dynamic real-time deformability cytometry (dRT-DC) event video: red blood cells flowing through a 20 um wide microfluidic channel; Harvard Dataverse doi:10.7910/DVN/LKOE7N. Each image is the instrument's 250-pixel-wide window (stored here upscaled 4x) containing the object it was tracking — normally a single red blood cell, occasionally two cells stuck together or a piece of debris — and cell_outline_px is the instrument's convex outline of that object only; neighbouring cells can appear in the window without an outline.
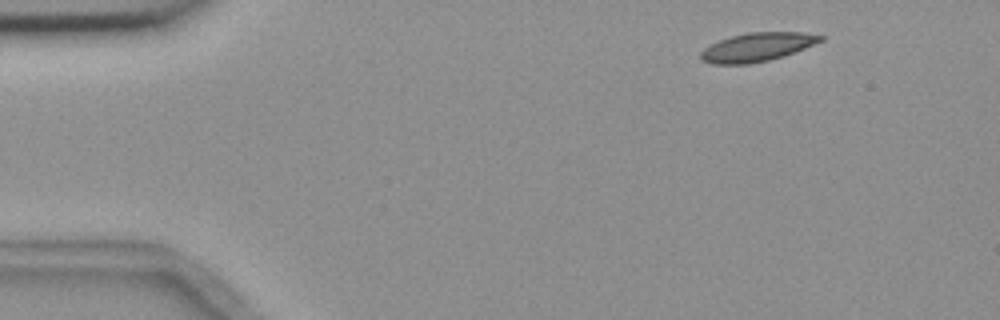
{"species": "common noctule bat (a hibernating species)", "species_latin": "Nyctalus noctula", "temperature_condition": "room temperature", "stored_images_in_passage": 7, "camera_frame_rate_fps": 3000, "um_per_image_px": 0.085, "animal": {"sex": "female", "body_mass_g": 18.4}, "frame": {"image": 1, "passage_image": 1, "time_ms": 0.0, "image_size_px": [1000, 320], "cell_outline_px": [[824, 40], [804, 48], [768, 60], [748, 64], [712, 64], [700, 60], [700, 52], [704, 48], [720, 40], [732, 36], [748, 32], [804, 32], [824, 36]], "centroid_in_image_um": [64.33, 4.0], "position_along_channel_um": 20.7, "area_um2": 19.77}}
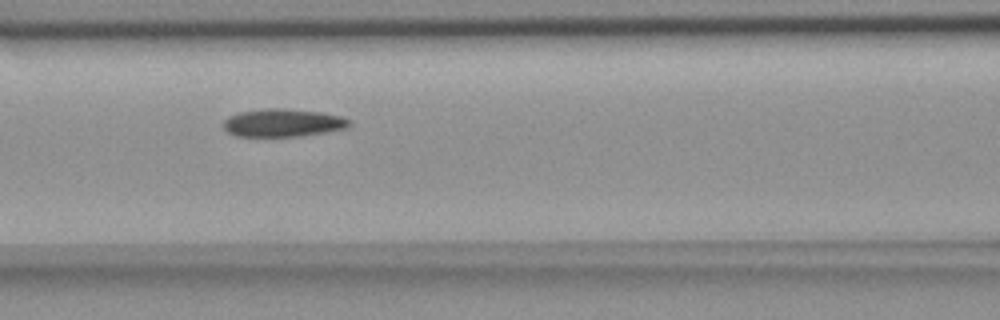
{"frame": {"image": 2, "passage_image": 6, "time_ms": 5.667, "image_size_px": [1000, 320], "cell_outline_px": [[352, 124], [348, 128], [300, 136], [236, 136], [228, 132], [224, 128], [224, 120], [228, 116], [240, 112], [264, 108], [284, 108], [320, 112], [340, 116], [348, 120]], "centroid_in_image_um": [24.04, 10.43], "position_along_channel_um": 142.6, "area_um2": 20.4}}
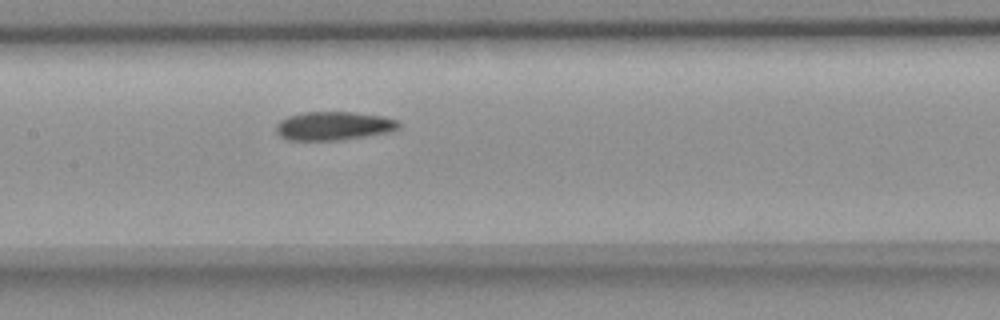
{"frame": {"image": 3, "passage_image": 7, "time_ms": 6.667, "image_size_px": [1000, 320], "cell_outline_px": [[400, 124], [396, 128], [388, 132], [364, 136], [336, 140], [288, 140], [280, 136], [276, 132], [276, 124], [280, 120], [288, 116], [304, 112], [352, 112], [380, 116], [396, 120]], "centroid_in_image_um": [28.28, 10.7], "position_along_channel_um": 179.1, "area_um2": 20.11}}